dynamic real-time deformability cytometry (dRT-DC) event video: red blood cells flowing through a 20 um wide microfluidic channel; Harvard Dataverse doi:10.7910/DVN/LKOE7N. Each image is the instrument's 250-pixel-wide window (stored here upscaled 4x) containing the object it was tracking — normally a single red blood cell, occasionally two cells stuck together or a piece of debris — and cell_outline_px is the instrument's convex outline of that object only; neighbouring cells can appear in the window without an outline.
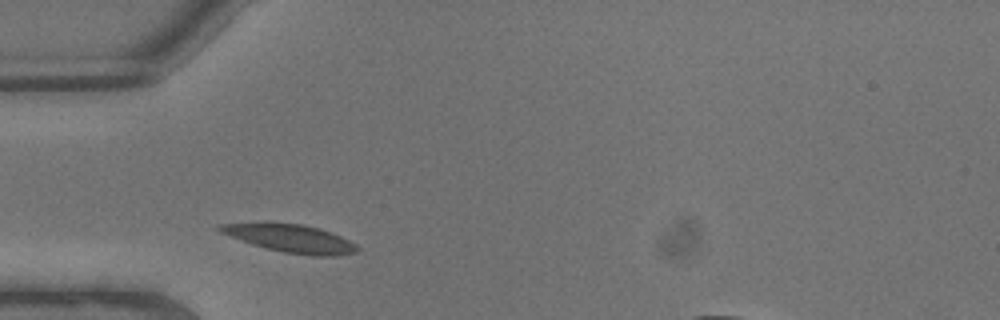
{"species": "common noctule bat (a hibernating species)", "species_latin": "Nyctalus noctula", "temperature_condition": "warm", "stored_images_in_passage": 5, "camera_frame_rate_fps": 3000, "um_per_image_px": 0.085, "animal": {"sex": "male", "body_mass_g": 13.3}, "frame": {"image": 1, "passage_image": 1, "time_ms": 0.0, "image_size_px": [1000, 320], "cell_outline_px": [[360, 248], [356, 252], [336, 256], [312, 256], [284, 252], [252, 244], [220, 232], [216, 228], [220, 224], [264, 220], [304, 224], [320, 228], [332, 232], [356, 244]], "centroid_in_image_um": [24.66, 20.21], "position_along_channel_um": 60.3, "area_um2": 23.0}}
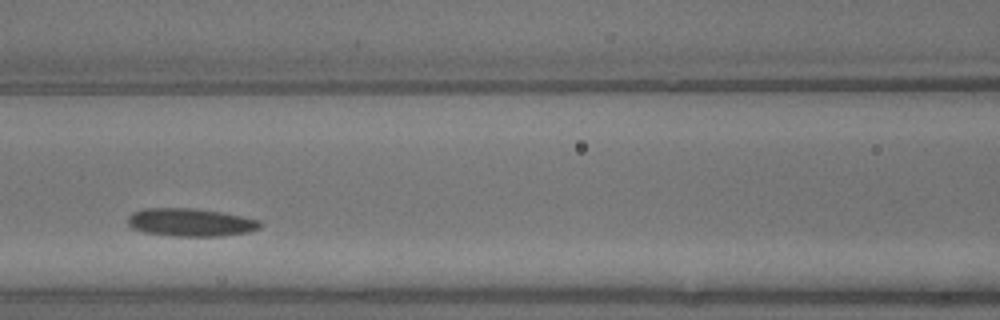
{"frame": {"image": 2, "passage_image": 4, "time_ms": 1.0, "image_size_px": [1000, 320], "cell_outline_px": [[260, 228], [248, 232], [224, 236], [172, 236], [144, 232], [132, 228], [128, 224], [128, 216], [132, 212], [144, 208], [196, 208], [220, 212], [260, 220]], "centroid_in_image_um": [16.17, 18.9], "position_along_channel_um": 150.4, "area_um2": 21.62}}
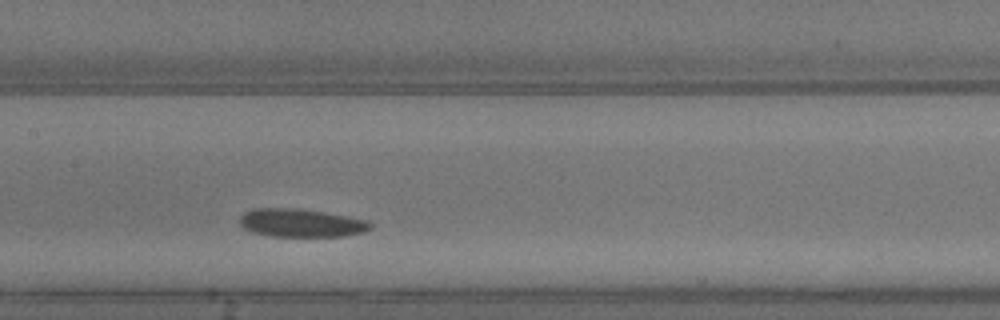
{"frame": {"image": 3, "passage_image": 5, "time_ms": 1.333, "image_size_px": [1000, 320], "cell_outline_px": [[372, 228], [364, 232], [344, 236], [268, 236], [252, 232], [244, 228], [240, 224], [240, 216], [244, 212], [256, 208], [296, 208], [324, 212], [368, 220], [372, 224]], "centroid_in_image_um": [25.59, 18.95], "position_along_channel_um": 181.8, "area_um2": 21.5}}